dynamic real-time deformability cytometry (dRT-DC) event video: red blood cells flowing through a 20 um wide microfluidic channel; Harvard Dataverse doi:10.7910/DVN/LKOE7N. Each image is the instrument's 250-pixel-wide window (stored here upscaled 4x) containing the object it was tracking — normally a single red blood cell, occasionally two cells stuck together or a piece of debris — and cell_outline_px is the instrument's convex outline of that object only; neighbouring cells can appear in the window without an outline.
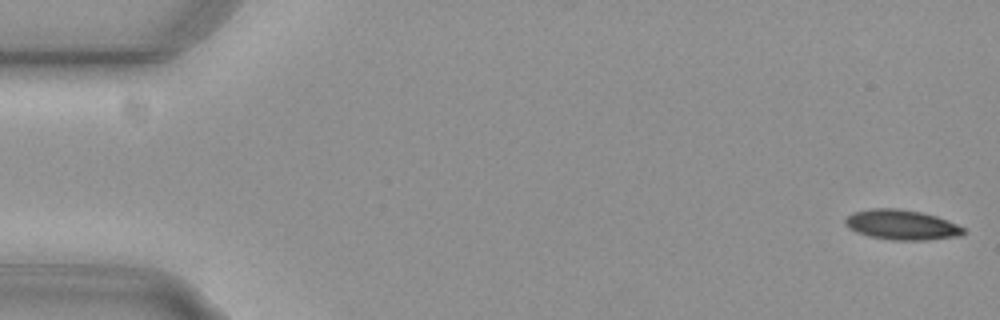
{"species": "common noctule bat (a hibernating species)", "species_latin": "Nyctalus noctula", "temperature_condition": "cold", "stored_images_in_passage": 55, "camera_frame_rate_fps": 3000, "um_per_image_px": 0.085, "animal": {"sex": "female", "body_mass_g": 29.2, "forearm_length_mm": 56.3}, "frame": {"image": 1, "passage_image": 1, "time_ms": 0.0, "image_size_px": [1000, 320], "cell_outline_px": [[964, 232], [960, 236], [928, 240], [892, 240], [868, 236], [856, 232], [848, 228], [844, 224], [844, 220], [852, 212], [872, 208], [896, 208], [920, 212], [936, 216], [948, 220], [964, 228]], "centroid_in_image_um": [76.61, 19.11], "position_along_channel_um": 8.4, "area_um2": 20.75}}
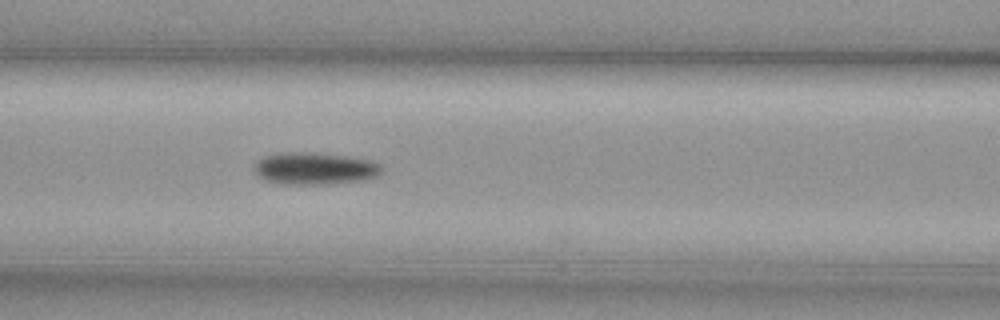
{"frame": {"image": 2, "passage_image": 23, "time_ms": 7.333, "image_size_px": [1000, 320], "cell_outline_px": [[384, 168], [380, 176], [364, 180], [332, 184], [276, 184], [264, 180], [256, 176], [252, 172], [252, 168], [256, 160], [264, 156], [280, 152], [316, 152], [372, 160], [380, 164]], "centroid_in_image_um": [26.71, 14.33], "position_along_channel_um": 139.9, "area_um2": 24.68}}
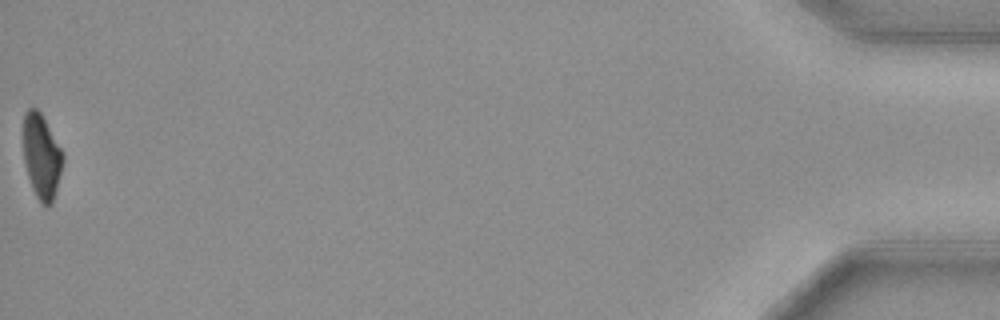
{"frame": {"image": 3, "passage_image": 55, "time_ms": 18.0, "image_size_px": [1000, 320], "cell_outline_px": [[64, 160], [52, 204], [44, 204], [36, 196], [32, 188], [28, 176], [24, 160], [24, 112], [28, 108], [36, 108], [40, 112], [60, 148], [64, 156]], "centroid_in_image_um": [3.53, 13.28], "position_along_channel_um": 431.7, "area_um2": 19.02}, "authors_computed_cell_mechanics": {"area_um2": 22.0218, "velocity_mm_per_s": 3.74, "shape_relaxation_time_tau1_ms": 4.1883, "shape_relaxation_time_tau2_ms": null, "deformation_change_tau1": 0.1236, "deformation_change_tau2": null}}